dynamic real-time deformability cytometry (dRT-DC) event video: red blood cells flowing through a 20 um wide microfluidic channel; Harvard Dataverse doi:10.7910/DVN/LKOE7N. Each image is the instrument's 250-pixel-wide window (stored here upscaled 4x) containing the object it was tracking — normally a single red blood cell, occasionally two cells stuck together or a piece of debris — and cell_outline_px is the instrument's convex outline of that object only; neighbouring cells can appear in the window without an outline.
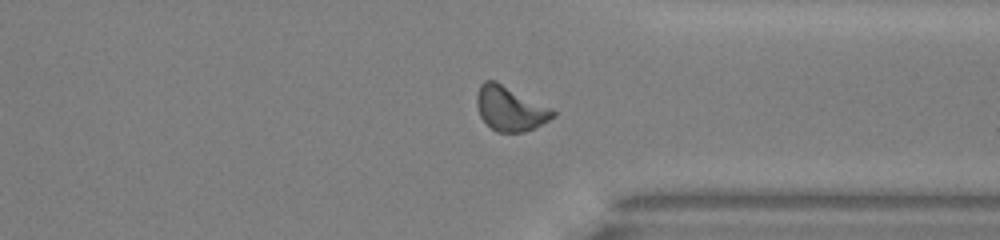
{"species": "common noctule bat (a hibernating species)", "species_latin": "Nyctalus noctula", "temperature_condition": "warm", "stored_images_in_passage": 46, "camera_frame_rate_fps": 3000, "um_per_image_px": 0.085, "animal": {"sex": "male", "body_mass_g": 13.0, "forearm_length_mm": 53.1}, "frame": {"image": 1, "passage_image": 33, "time_ms": 10.667, "image_size_px": [1000, 240], "cell_outline_px": [[556, 116], [524, 132], [496, 132], [480, 116], [476, 104], [476, 96], [480, 84], [484, 80], [496, 80], [552, 108], [556, 112]], "centroid_in_image_um": [43.35, 9.2], "position_along_channel_um": 368.1, "area_um2": 19.77}, "authors_computed_cell_mechanics": {"area_um2": 19.2763, "velocity_mm_per_s": 4.1226, "shape_relaxation_time_tau1_ms": 8.4508, "shape_relaxation_time_tau2_ms": 2.2441, "deformation_change_tau1": 0.1849, "deformation_change_tau2": 0.09}}